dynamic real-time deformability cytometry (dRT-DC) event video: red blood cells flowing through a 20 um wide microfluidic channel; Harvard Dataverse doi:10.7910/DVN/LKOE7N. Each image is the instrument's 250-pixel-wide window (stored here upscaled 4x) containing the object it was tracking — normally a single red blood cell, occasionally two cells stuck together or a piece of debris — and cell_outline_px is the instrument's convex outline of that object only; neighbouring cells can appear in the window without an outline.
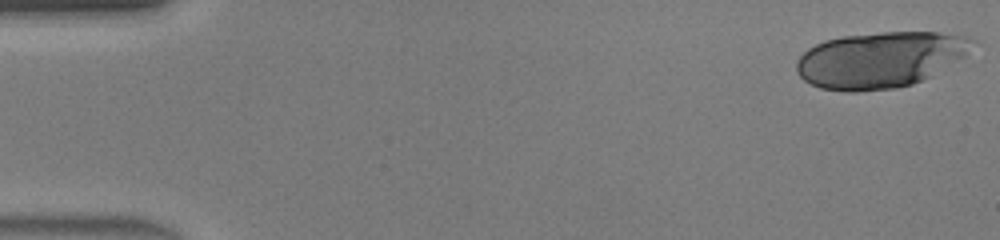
{"species": "human", "species_latin": "Homo sapiens", "temperature_condition": "warm", "stored_images_in_passage": 17, "camera_frame_rate_fps": 3000, "um_per_image_px": 0.085, "donor": {"sex": "male"}, "frame": {"image": 1, "passage_image": 1, "time_ms": 0.0, "image_size_px": [1000, 240], "cell_outline_px": [[976, 40], [964, 56], [928, 76], [912, 84], [896, 88], [856, 92], [844, 92], [820, 88], [804, 80], [796, 72], [796, 60], [808, 48], [824, 40], [844, 36], [880, 32], [940, 32], [968, 36]], "centroid_in_image_um": [74.76, 5.07], "position_along_channel_um": 10.2, "area_um2": 57.16}}